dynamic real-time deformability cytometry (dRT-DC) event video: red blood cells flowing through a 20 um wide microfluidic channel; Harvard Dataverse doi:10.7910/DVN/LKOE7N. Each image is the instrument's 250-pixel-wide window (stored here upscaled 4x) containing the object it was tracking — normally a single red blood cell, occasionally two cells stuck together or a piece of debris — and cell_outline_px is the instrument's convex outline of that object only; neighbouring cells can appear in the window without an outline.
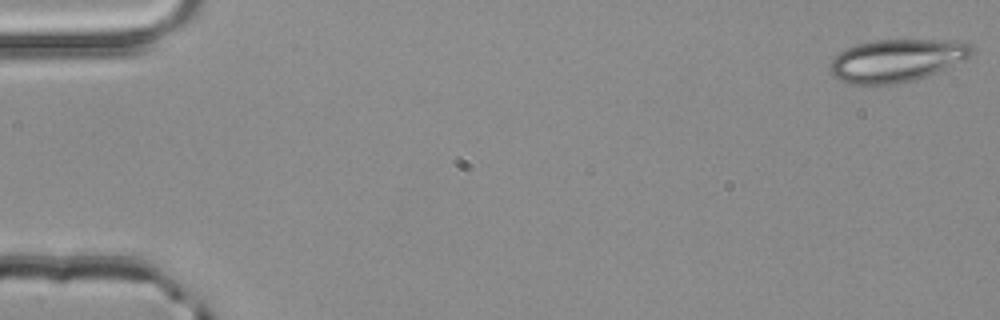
{"species": "common noctule bat (a hibernating species)", "species_latin": "Nyctalus noctula", "temperature_condition": "room temperature", "stored_images_in_passage": 52, "camera_frame_rate_fps": 3000, "um_per_image_px": 0.085, "animal": {"sex": "male", "body_mass_g": 20.4}, "frame": {"image": 1, "passage_image": 1, "time_ms": 0.0, "image_size_px": [1000, 320], "cell_outline_px": [[972, 52], [964, 60], [928, 76], [916, 80], [896, 84], [848, 84], [832, 76], [828, 68], [828, 64], [840, 52], [856, 44], [876, 40], [932, 40], [972, 44]], "centroid_in_image_um": [76.15, 5.16], "position_along_channel_um": 8.9, "area_um2": 35.03}}
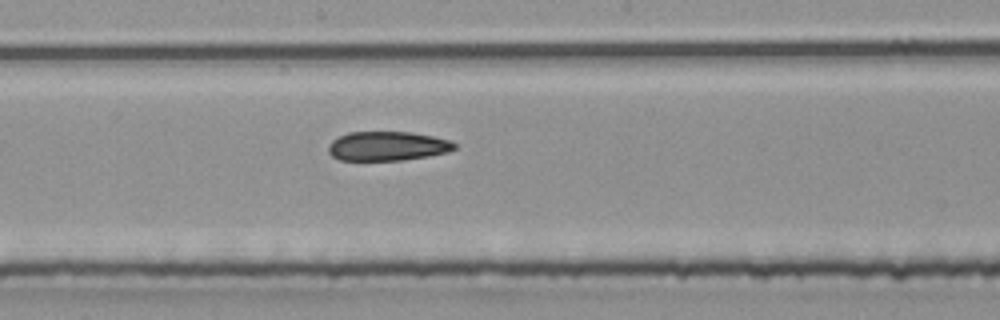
{"frame": {"image": 2, "passage_image": 28, "time_ms": 9.0, "image_size_px": [1000, 320], "cell_outline_px": [[456, 148], [448, 152], [428, 156], [404, 160], [340, 160], [332, 156], [328, 152], [328, 144], [332, 140], [348, 132], [412, 132], [452, 140], [456, 144]], "centroid_in_image_um": [32.94, 12.41], "position_along_channel_um": 215.3, "area_um2": 21.62}}
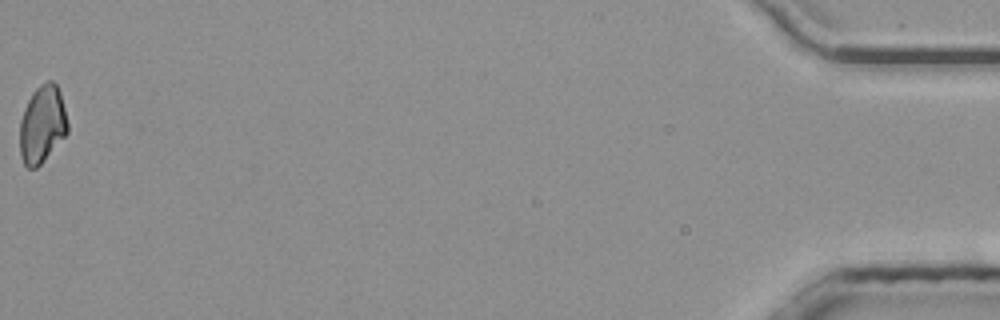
{"frame": {"image": 3, "passage_image": 52, "time_ms": 17.0, "image_size_px": [1000, 320], "cell_outline_px": [[68, 132], [44, 160], [36, 168], [28, 168], [24, 164], [20, 156], [20, 120], [24, 108], [32, 92], [40, 84], [48, 80], [52, 80], [56, 84], [60, 92], [68, 124]], "centroid_in_image_um": [3.58, 10.56], "position_along_channel_um": 431.6, "area_um2": 21.56}, "authors_computed_cell_mechanics": {"area_um2": 22.7154, "velocity_mm_per_s": 4.0243, "shape_relaxation_time_tau1_ms": null, "shape_relaxation_time_tau2_ms": 4.9921, "deformation_change_tau1": null, "deformation_change_tau2": 0.1119}}